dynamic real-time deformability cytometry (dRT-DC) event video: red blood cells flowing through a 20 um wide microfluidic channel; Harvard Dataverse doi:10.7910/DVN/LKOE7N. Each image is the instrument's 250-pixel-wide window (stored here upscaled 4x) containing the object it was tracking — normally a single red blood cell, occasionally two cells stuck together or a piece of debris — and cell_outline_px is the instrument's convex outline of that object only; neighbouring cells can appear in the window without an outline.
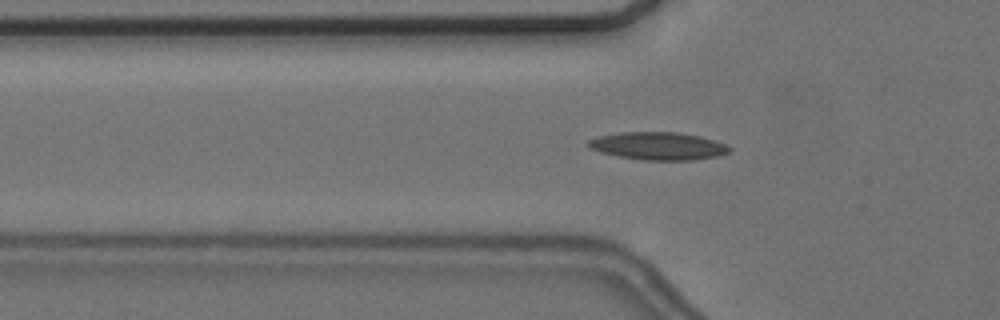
{"species": "common noctule bat (a hibernating species)", "species_latin": "Nyctalus noctula", "temperature_condition": "cold", "stored_images_in_passage": 49, "camera_frame_rate_fps": 3000, "um_per_image_px": 0.085, "animal": {"sex": "female", "body_mass_g": 24.6, "forearm_length_mm": 56.2}, "frame": {"image": 1, "passage_image": 19, "time_ms": 6.0, "image_size_px": [1000, 320], "cell_outline_px": [[732, 152], [716, 156], [692, 160], [644, 160], [620, 156], [600, 152], [588, 148], [584, 144], [588, 140], [600, 136], [620, 132], [680, 132], [700, 136], [728, 144], [732, 148]], "centroid_in_image_um": [55.97, 12.4], "position_along_channel_um": 69.8, "area_um2": 23.0}}
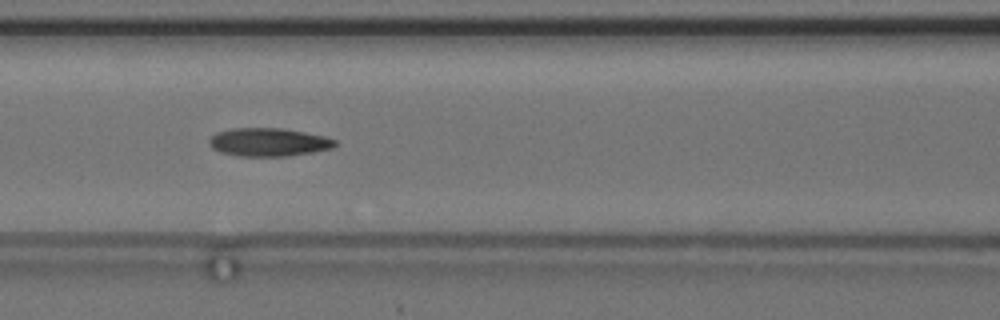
{"frame": {"image": 2, "passage_image": 25, "time_ms": 8.0, "image_size_px": [1000, 320], "cell_outline_px": [[336, 144], [332, 148], [312, 152], [288, 156], [240, 156], [220, 152], [212, 148], [208, 144], [208, 140], [216, 132], [232, 128], [284, 128], [324, 136], [336, 140]], "centroid_in_image_um": [22.8, 12.08], "position_along_channel_um": 143.8, "area_um2": 20.75}}
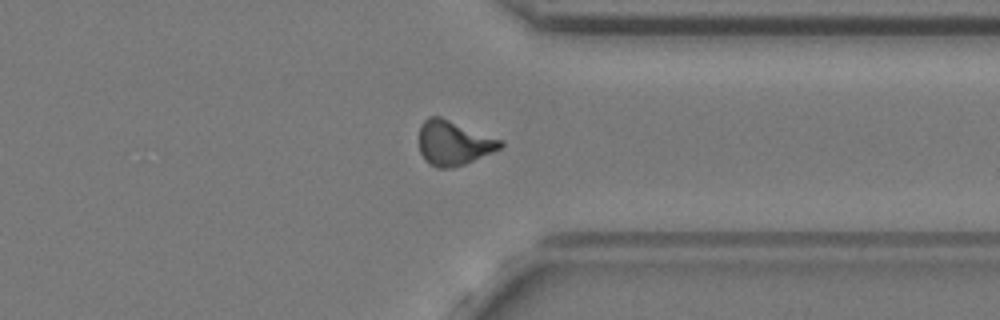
{"frame": {"image": 3, "passage_image": 44, "time_ms": 14.333, "image_size_px": [1000, 320], "cell_outline_px": [[504, 144], [500, 148], [492, 152], [464, 164], [452, 168], [436, 168], [428, 164], [424, 160], [420, 152], [420, 124], [428, 116], [440, 116], [504, 140]], "centroid_in_image_um": [38.55, 12.15], "position_along_channel_um": 372.9, "area_um2": 21.27}}